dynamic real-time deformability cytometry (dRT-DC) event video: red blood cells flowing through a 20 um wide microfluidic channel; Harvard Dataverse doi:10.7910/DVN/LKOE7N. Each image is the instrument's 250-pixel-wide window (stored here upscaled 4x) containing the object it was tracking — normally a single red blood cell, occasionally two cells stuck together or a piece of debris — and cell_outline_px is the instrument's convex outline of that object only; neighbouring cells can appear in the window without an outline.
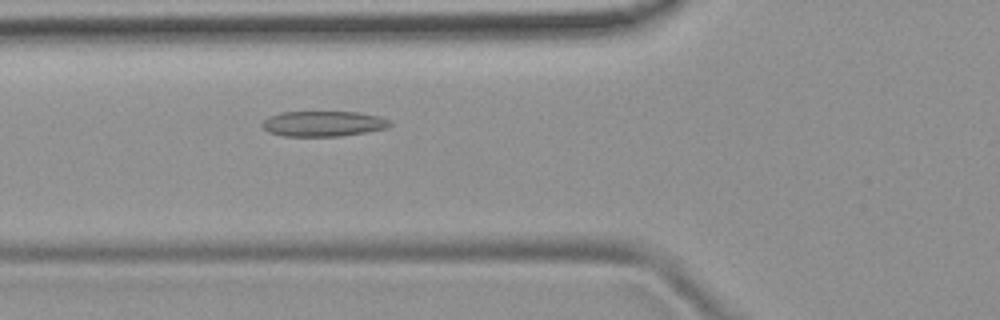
{"species": "common noctule bat (a hibernating species)", "species_latin": "Nyctalus noctula", "temperature_condition": "room temperature", "stored_images_in_passage": 32, "camera_frame_rate_fps": 3000, "um_per_image_px": 0.085, "animal": {"sex": "female", "body_mass_g": 19.9}, "frame": {"image": 1, "passage_image": 3, "time_ms": 0.667, "image_size_px": [1000, 320], "cell_outline_px": [[392, 124], [388, 128], [340, 136], [284, 136], [268, 132], [260, 124], [268, 116], [280, 112], [360, 112], [380, 116], [388, 120]], "centroid_in_image_um": [27.46, 10.51], "position_along_channel_um": 98.3, "area_um2": 18.96}}
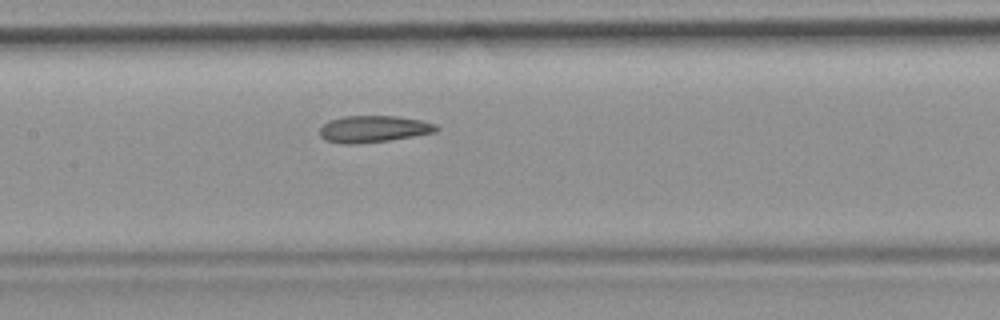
{"frame": {"image": 2, "passage_image": 9, "time_ms": 2.667, "image_size_px": [1000, 320], "cell_outline_px": [[440, 128], [436, 132], [388, 140], [352, 144], [344, 144], [328, 140], [320, 136], [320, 128], [328, 120], [344, 116], [400, 116], [420, 120], [436, 124]], "centroid_in_image_um": [31.76, 10.95], "position_along_channel_um": 175.6, "area_um2": 18.03}}
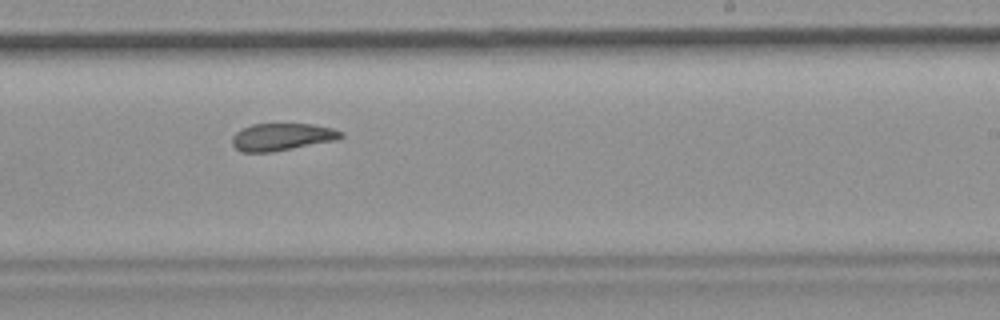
{"frame": {"image": 3, "passage_image": 16, "time_ms": 5.0, "image_size_px": [1000, 320], "cell_outline_px": [[344, 136], [336, 140], [272, 152], [244, 152], [236, 148], [232, 144], [232, 136], [236, 132], [252, 124], [312, 124], [332, 128], [344, 132]], "centroid_in_image_um": [23.98, 11.63], "position_along_channel_um": 265.0, "area_um2": 17.22}}